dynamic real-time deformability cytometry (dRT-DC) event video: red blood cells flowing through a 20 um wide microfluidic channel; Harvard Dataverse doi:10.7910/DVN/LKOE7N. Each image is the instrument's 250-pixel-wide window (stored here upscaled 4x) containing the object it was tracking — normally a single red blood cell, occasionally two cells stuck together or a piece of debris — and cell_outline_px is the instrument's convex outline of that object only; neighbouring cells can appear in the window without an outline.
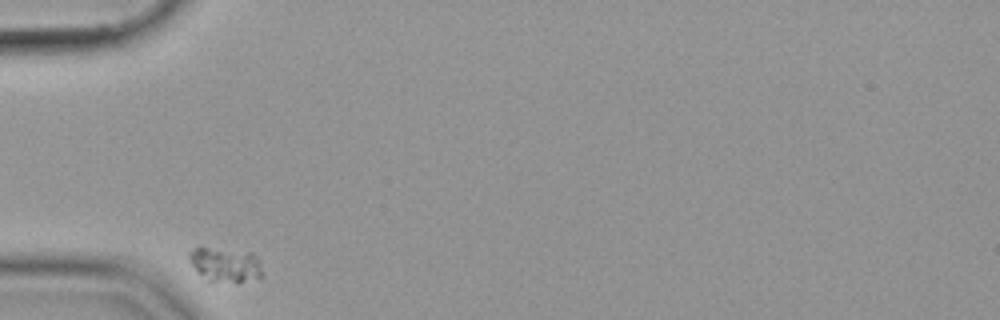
{"species": "common noctule bat (a hibernating species)", "species_latin": "Nyctalus noctula", "temperature_condition": "cold", "stored_images_in_passage": 34, "camera_frame_rate_fps": 3000, "um_per_image_px": 0.085, "animal": {"sex": "female", "body_mass_g": 19.9}, "frame": {"image": 1, "passage_image": 1, "time_ms": 0.0, "image_size_px": [1000, 320], "cell_outline_px": [[260, 276], [240, 284], [236, 284], [208, 280], [192, 264], [188, 256], [188, 252], [192, 248], [208, 248], [252, 252], [260, 260]], "centroid_in_image_um": [19.18, 22.51], "position_along_channel_um": 65.8, "area_um2": 14.51}}
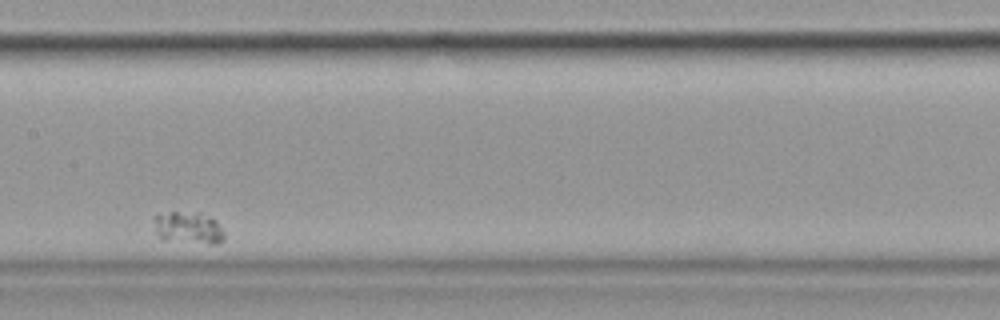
{"frame": {"image": 2, "passage_image": 15, "time_ms": 4.667, "image_size_px": [1000, 320], "cell_outline_px": [[224, 240], [216, 244], [208, 244], [160, 240], [156, 232], [152, 216], [172, 212], [200, 212], [212, 220], [224, 232]], "centroid_in_image_um": [15.95, 19.39], "position_along_channel_um": 191.4, "area_um2": 13.18}}
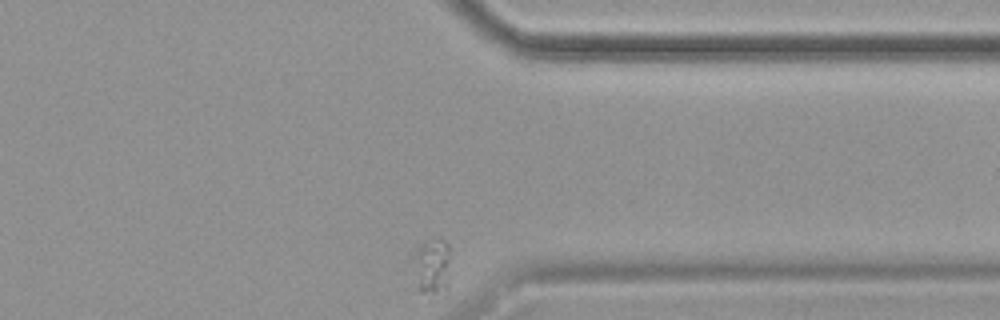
{"frame": {"image": 3, "passage_image": 34, "time_ms": 11.0, "image_size_px": [1000, 320], "cell_outline_px": [[448, 260], [444, 284], [436, 292], [420, 292], [416, 252], [420, 244], [436, 240], [444, 240], [448, 244]], "centroid_in_image_um": [36.74, 22.53], "position_along_channel_um": 374.7, "area_um2": 10.12}}